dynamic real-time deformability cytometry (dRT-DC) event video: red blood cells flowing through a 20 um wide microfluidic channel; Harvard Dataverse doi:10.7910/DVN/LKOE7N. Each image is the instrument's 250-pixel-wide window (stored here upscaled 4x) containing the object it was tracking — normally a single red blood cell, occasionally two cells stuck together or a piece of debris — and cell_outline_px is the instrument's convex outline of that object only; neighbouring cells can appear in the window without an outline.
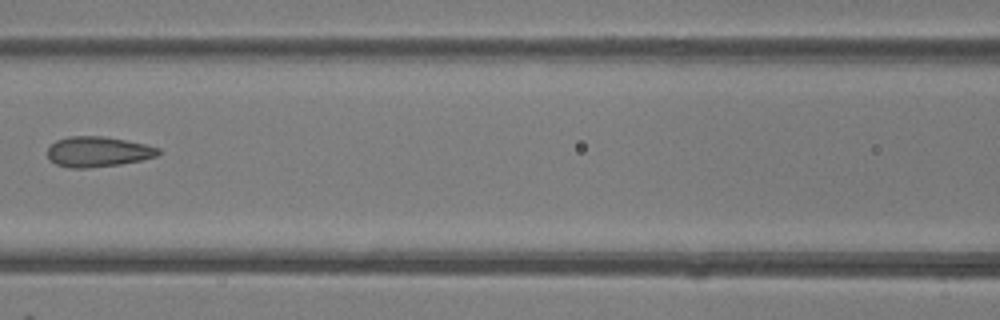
{"species": "common noctule bat (a hibernating species)", "species_latin": "Nyctalus noctula", "temperature_condition": "room temperature", "stored_images_in_passage": 6, "camera_frame_rate_fps": 3000, "um_per_image_px": 0.085, "animal": {"sex": "female"}, "frame": {"image": 1, "passage_image": 6, "time_ms": 6.667, "image_size_px": [1000, 320], "cell_outline_px": [[160, 152], [156, 156], [140, 160], [120, 164], [88, 168], [72, 168], [56, 164], [48, 156], [48, 148], [56, 140], [68, 136], [100, 136], [124, 140], [144, 144], [160, 148]], "centroid_in_image_um": [8.31, 12.89], "position_along_channel_um": 158.3, "area_um2": 19.31}}